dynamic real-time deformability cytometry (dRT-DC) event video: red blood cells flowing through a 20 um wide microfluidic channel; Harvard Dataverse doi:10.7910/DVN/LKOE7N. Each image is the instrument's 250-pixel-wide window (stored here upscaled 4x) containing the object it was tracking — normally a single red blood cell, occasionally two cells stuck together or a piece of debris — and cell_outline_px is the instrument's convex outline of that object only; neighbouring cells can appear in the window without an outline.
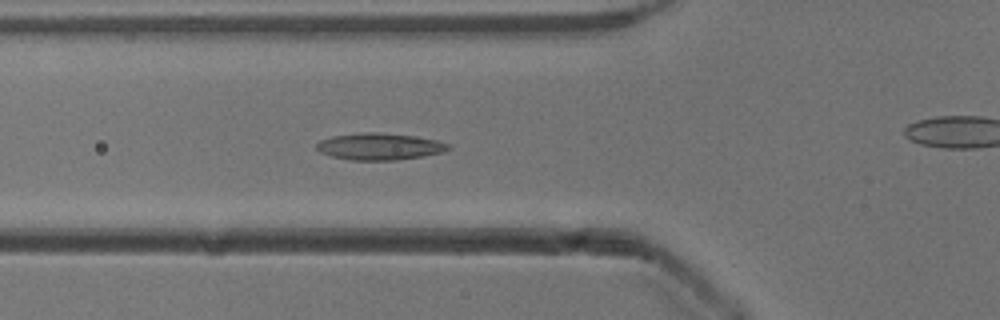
{"species": "common noctule bat (a hibernating species)", "species_latin": "Nyctalus noctula", "temperature_condition": "cold", "stored_images_in_passage": 53, "camera_frame_rate_fps": 3000, "um_per_image_px": 0.085, "animal": {"sex": "male", "body_mass_g": 13.3}, "frame": {"image": 1, "passage_image": 18, "time_ms": 5.667, "image_size_px": [1000, 320], "cell_outline_px": [[452, 148], [440, 152], [424, 156], [396, 160], [352, 160], [332, 156], [320, 152], [316, 148], [316, 144], [320, 140], [332, 136], [360, 132], [376, 132], [416, 136], [436, 140], [448, 144]], "centroid_in_image_um": [32.24, 12.44], "position_along_channel_um": 93.6, "area_um2": 20.52}}
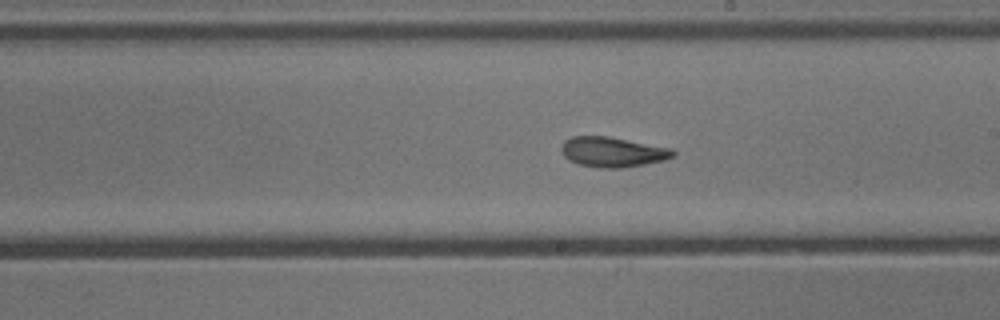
{"frame": {"image": 2, "passage_image": 29, "time_ms": 9.333, "image_size_px": [1000, 320], "cell_outline_px": [[676, 156], [664, 160], [644, 164], [620, 168], [600, 168], [580, 164], [568, 160], [560, 152], [560, 148], [564, 140], [572, 136], [608, 136], [672, 148], [676, 152]], "centroid_in_image_um": [52.06, 12.91], "position_along_channel_um": 236.9, "area_um2": 19.71}}
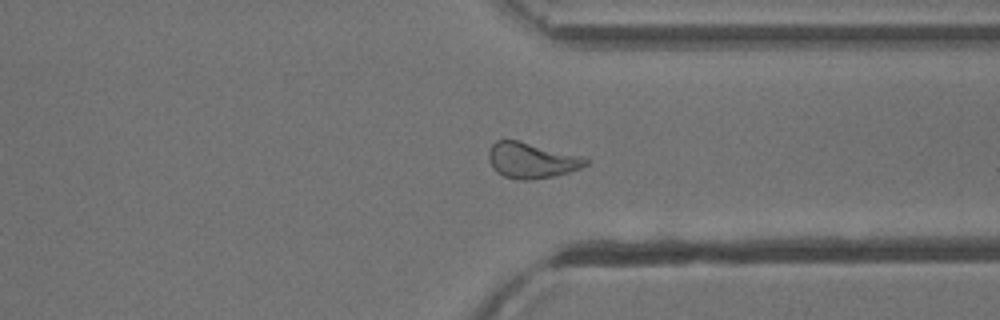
{"frame": {"image": 3, "passage_image": 39, "time_ms": 12.667, "image_size_px": [1000, 320], "cell_outline_px": [[588, 164], [580, 168], [556, 176], [532, 180], [520, 180], [504, 176], [496, 172], [492, 168], [488, 156], [488, 152], [492, 144], [496, 140], [520, 140], [584, 156], [588, 160]], "centroid_in_image_um": [45.19, 13.62], "position_along_channel_um": 366.2, "area_um2": 20.46}, "authors_computed_cell_mechanics": {"area_um2": 20.0566, "velocity_mm_per_s": 3.8969, "shape_relaxation_time_tau1_ms": null, "shape_relaxation_time_tau2_ms": 2.9541, "deformation_change_tau1": null, "deformation_change_tau2": 0.0968}}